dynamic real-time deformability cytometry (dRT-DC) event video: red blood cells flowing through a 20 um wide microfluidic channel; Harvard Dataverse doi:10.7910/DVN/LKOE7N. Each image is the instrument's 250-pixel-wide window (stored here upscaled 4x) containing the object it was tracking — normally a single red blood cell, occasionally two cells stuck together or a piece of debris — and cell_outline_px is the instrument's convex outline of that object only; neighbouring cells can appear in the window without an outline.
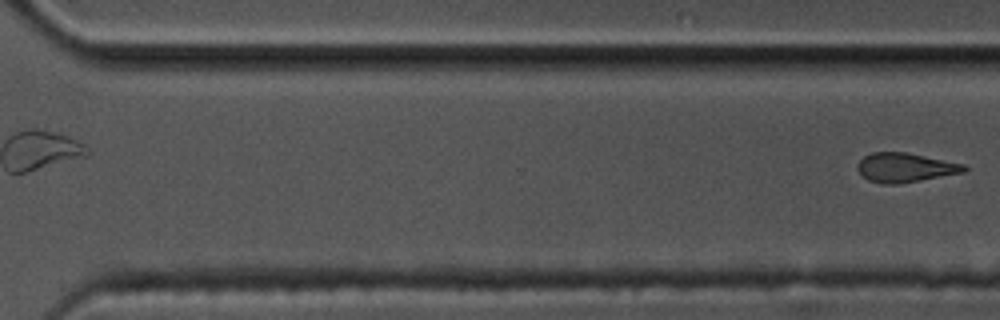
{"species": "common noctule bat (a hibernating species)", "species_latin": "Nyctalus noctula", "temperature_condition": "cold", "stored_images_in_passage": 11, "segment_of_instrument_passage": [2, 2], "camera_frame_rate_fps": 3000, "um_per_image_px": 0.085, "animal": {"sex": "male", "body_mass_g": 17.5, "forearm_length_mm": 52.3}, "frame": {"image": 1, "passage_image": 11, "time_ms": 3.333, "image_size_px": [1000, 320], "cell_outline_px": [[968, 168], [964, 172], [920, 180], [896, 184], [884, 184], [868, 180], [856, 168], [856, 164], [864, 156], [872, 152], [908, 152], [964, 164]], "centroid_in_image_um": [76.92, 14.23], "position_along_channel_um": 293.7, "area_um2": 18.09}}